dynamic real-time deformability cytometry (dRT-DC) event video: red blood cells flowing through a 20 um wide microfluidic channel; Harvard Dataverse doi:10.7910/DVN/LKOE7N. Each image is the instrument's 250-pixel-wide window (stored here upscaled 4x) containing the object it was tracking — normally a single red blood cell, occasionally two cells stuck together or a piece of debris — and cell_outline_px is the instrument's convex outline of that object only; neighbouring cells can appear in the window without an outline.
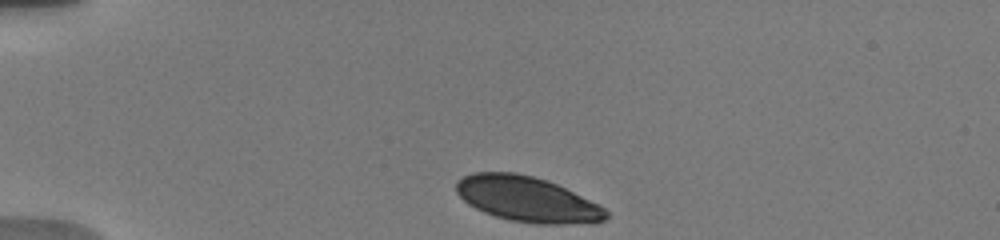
{"species": "human", "species_latin": "Homo sapiens", "temperature_condition": "warm", "stored_images_in_passage": 12, "camera_frame_rate_fps": 3000, "um_per_image_px": 0.085, "donor": {"sex": "male"}, "frame": {"image": 1, "passage_image": 1, "time_ms": 0.0, "image_size_px": [1000, 240], "cell_outline_px": [[608, 216], [604, 220], [596, 224], [536, 224], [508, 220], [484, 212], [468, 204], [456, 192], [456, 180], [472, 172], [516, 172], [548, 180], [600, 204], [608, 212]], "centroid_in_image_um": [44.85, 16.94], "position_along_channel_um": 40.2, "area_um2": 39.94}}
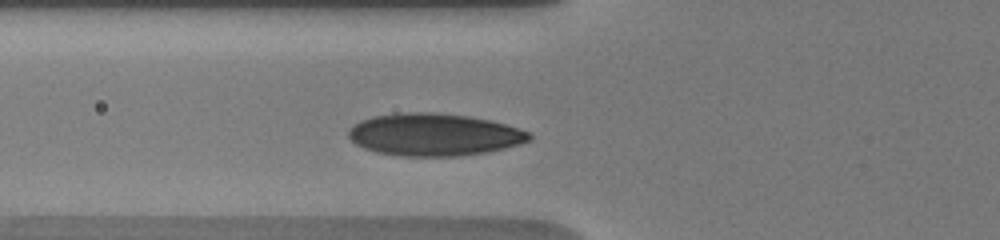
{"frame": {"image": 2, "passage_image": 9, "time_ms": 2.667, "image_size_px": [1000, 240], "cell_outline_px": [[532, 140], [520, 144], [488, 152], [460, 156], [400, 156], [376, 152], [364, 148], [356, 144], [348, 136], [348, 132], [360, 120], [372, 116], [408, 112], [432, 112], [468, 116], [492, 120], [528, 132], [532, 136]], "centroid_in_image_um": [36.91, 11.45], "position_along_channel_um": 88.9, "area_um2": 44.56}}
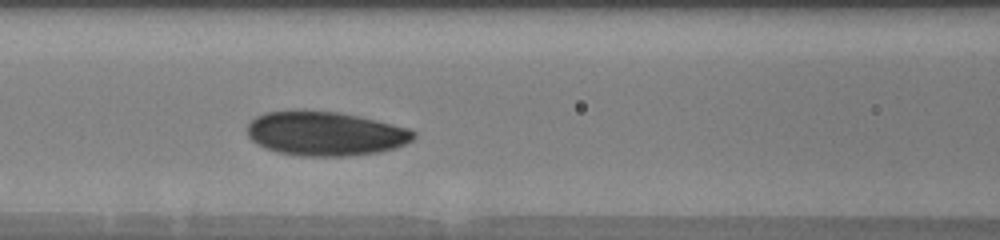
{"frame": {"image": 3, "passage_image": 12, "time_ms": 4.0, "image_size_px": [1000, 240], "cell_outline_px": [[416, 136], [412, 140], [396, 148], [380, 152], [348, 156], [300, 156], [276, 152], [264, 148], [252, 140], [248, 136], [248, 124], [256, 116], [264, 112], [296, 108], [336, 112], [376, 120], [408, 128], [416, 132]], "centroid_in_image_um": [27.61, 11.34], "position_along_channel_um": 139.0, "area_um2": 43.41}}